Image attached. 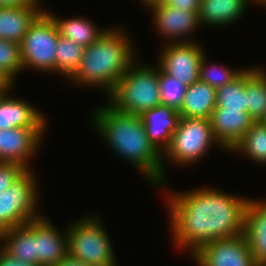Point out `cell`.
Returning <instances> with one entry per match:
<instances>
[{"label":"cell","instance_id":"obj_31","mask_svg":"<svg viewBox=\"0 0 266 266\" xmlns=\"http://www.w3.org/2000/svg\"><path fill=\"white\" fill-rule=\"evenodd\" d=\"M200 2L201 0H167L165 4L180 11L187 10L199 13Z\"/></svg>","mask_w":266,"mask_h":266},{"label":"cell","instance_id":"obj_30","mask_svg":"<svg viewBox=\"0 0 266 266\" xmlns=\"http://www.w3.org/2000/svg\"><path fill=\"white\" fill-rule=\"evenodd\" d=\"M26 171L20 164L0 162V192L9 189Z\"/></svg>","mask_w":266,"mask_h":266},{"label":"cell","instance_id":"obj_37","mask_svg":"<svg viewBox=\"0 0 266 266\" xmlns=\"http://www.w3.org/2000/svg\"><path fill=\"white\" fill-rule=\"evenodd\" d=\"M250 2L251 3H258V5L260 4L261 7H265L266 6V0H250Z\"/></svg>","mask_w":266,"mask_h":266},{"label":"cell","instance_id":"obj_10","mask_svg":"<svg viewBox=\"0 0 266 266\" xmlns=\"http://www.w3.org/2000/svg\"><path fill=\"white\" fill-rule=\"evenodd\" d=\"M193 41H167L157 64L166 74L177 78L187 87L199 80V66L205 54L201 43Z\"/></svg>","mask_w":266,"mask_h":266},{"label":"cell","instance_id":"obj_38","mask_svg":"<svg viewBox=\"0 0 266 266\" xmlns=\"http://www.w3.org/2000/svg\"><path fill=\"white\" fill-rule=\"evenodd\" d=\"M260 67H256V71L265 79L266 81V71L262 70Z\"/></svg>","mask_w":266,"mask_h":266},{"label":"cell","instance_id":"obj_17","mask_svg":"<svg viewBox=\"0 0 266 266\" xmlns=\"http://www.w3.org/2000/svg\"><path fill=\"white\" fill-rule=\"evenodd\" d=\"M245 235L258 266H266V199H248L245 212Z\"/></svg>","mask_w":266,"mask_h":266},{"label":"cell","instance_id":"obj_1","mask_svg":"<svg viewBox=\"0 0 266 266\" xmlns=\"http://www.w3.org/2000/svg\"><path fill=\"white\" fill-rule=\"evenodd\" d=\"M168 197L174 244L191 250V255L208 242L245 233L248 198L232 196L210 186L172 192Z\"/></svg>","mask_w":266,"mask_h":266},{"label":"cell","instance_id":"obj_29","mask_svg":"<svg viewBox=\"0 0 266 266\" xmlns=\"http://www.w3.org/2000/svg\"><path fill=\"white\" fill-rule=\"evenodd\" d=\"M0 69L15 82V77L23 71L20 44L0 39Z\"/></svg>","mask_w":266,"mask_h":266},{"label":"cell","instance_id":"obj_11","mask_svg":"<svg viewBox=\"0 0 266 266\" xmlns=\"http://www.w3.org/2000/svg\"><path fill=\"white\" fill-rule=\"evenodd\" d=\"M45 129L46 127L0 129V162L17 163L30 170L28 161L40 149Z\"/></svg>","mask_w":266,"mask_h":266},{"label":"cell","instance_id":"obj_39","mask_svg":"<svg viewBox=\"0 0 266 266\" xmlns=\"http://www.w3.org/2000/svg\"><path fill=\"white\" fill-rule=\"evenodd\" d=\"M5 230L0 226V236L3 234Z\"/></svg>","mask_w":266,"mask_h":266},{"label":"cell","instance_id":"obj_26","mask_svg":"<svg viewBox=\"0 0 266 266\" xmlns=\"http://www.w3.org/2000/svg\"><path fill=\"white\" fill-rule=\"evenodd\" d=\"M84 47L70 39L59 36L56 47L55 72L69 79L80 65Z\"/></svg>","mask_w":266,"mask_h":266},{"label":"cell","instance_id":"obj_21","mask_svg":"<svg viewBox=\"0 0 266 266\" xmlns=\"http://www.w3.org/2000/svg\"><path fill=\"white\" fill-rule=\"evenodd\" d=\"M216 107V89L200 79L186 88L180 117L209 119Z\"/></svg>","mask_w":266,"mask_h":266},{"label":"cell","instance_id":"obj_16","mask_svg":"<svg viewBox=\"0 0 266 266\" xmlns=\"http://www.w3.org/2000/svg\"><path fill=\"white\" fill-rule=\"evenodd\" d=\"M46 118L33 105L10 97L0 95V129L21 127H46Z\"/></svg>","mask_w":266,"mask_h":266},{"label":"cell","instance_id":"obj_3","mask_svg":"<svg viewBox=\"0 0 266 266\" xmlns=\"http://www.w3.org/2000/svg\"><path fill=\"white\" fill-rule=\"evenodd\" d=\"M132 43L122 28H107L84 49L80 65L69 79L81 86H98L109 96L122 75L137 61Z\"/></svg>","mask_w":266,"mask_h":266},{"label":"cell","instance_id":"obj_24","mask_svg":"<svg viewBox=\"0 0 266 266\" xmlns=\"http://www.w3.org/2000/svg\"><path fill=\"white\" fill-rule=\"evenodd\" d=\"M231 152H240L256 164H266V121L253 122Z\"/></svg>","mask_w":266,"mask_h":266},{"label":"cell","instance_id":"obj_13","mask_svg":"<svg viewBox=\"0 0 266 266\" xmlns=\"http://www.w3.org/2000/svg\"><path fill=\"white\" fill-rule=\"evenodd\" d=\"M219 145L229 152L241 141L254 122L248 112L215 107L209 118Z\"/></svg>","mask_w":266,"mask_h":266},{"label":"cell","instance_id":"obj_2","mask_svg":"<svg viewBox=\"0 0 266 266\" xmlns=\"http://www.w3.org/2000/svg\"><path fill=\"white\" fill-rule=\"evenodd\" d=\"M94 113L93 128L98 130L107 145L119 157L137 167L153 185L165 187V163L150 143L140 115L121 112L110 103L96 108Z\"/></svg>","mask_w":266,"mask_h":266},{"label":"cell","instance_id":"obj_15","mask_svg":"<svg viewBox=\"0 0 266 266\" xmlns=\"http://www.w3.org/2000/svg\"><path fill=\"white\" fill-rule=\"evenodd\" d=\"M140 117L150 143L161 155H164L170 146L172 135L177 129L180 119L179 112L171 106L160 104L144 111Z\"/></svg>","mask_w":266,"mask_h":266},{"label":"cell","instance_id":"obj_35","mask_svg":"<svg viewBox=\"0 0 266 266\" xmlns=\"http://www.w3.org/2000/svg\"><path fill=\"white\" fill-rule=\"evenodd\" d=\"M54 266H89L84 262L74 259L67 255L65 258H62L56 265Z\"/></svg>","mask_w":266,"mask_h":266},{"label":"cell","instance_id":"obj_18","mask_svg":"<svg viewBox=\"0 0 266 266\" xmlns=\"http://www.w3.org/2000/svg\"><path fill=\"white\" fill-rule=\"evenodd\" d=\"M43 11L37 6H0V39L21 44L31 24Z\"/></svg>","mask_w":266,"mask_h":266},{"label":"cell","instance_id":"obj_27","mask_svg":"<svg viewBox=\"0 0 266 266\" xmlns=\"http://www.w3.org/2000/svg\"><path fill=\"white\" fill-rule=\"evenodd\" d=\"M204 54L200 66H199V79L203 82H206L211 87L215 89L221 88L224 85L232 82L237 78L245 68L234 70L228 69L216 64L210 65L206 60L207 57ZM208 63V64H207Z\"/></svg>","mask_w":266,"mask_h":266},{"label":"cell","instance_id":"obj_8","mask_svg":"<svg viewBox=\"0 0 266 266\" xmlns=\"http://www.w3.org/2000/svg\"><path fill=\"white\" fill-rule=\"evenodd\" d=\"M35 177L32 170H27L9 189L0 192V226L4 230L41 216L37 211L40 197Z\"/></svg>","mask_w":266,"mask_h":266},{"label":"cell","instance_id":"obj_28","mask_svg":"<svg viewBox=\"0 0 266 266\" xmlns=\"http://www.w3.org/2000/svg\"><path fill=\"white\" fill-rule=\"evenodd\" d=\"M159 85L161 104L171 106L178 111L183 103L187 86L177 78L166 74L160 67Z\"/></svg>","mask_w":266,"mask_h":266},{"label":"cell","instance_id":"obj_5","mask_svg":"<svg viewBox=\"0 0 266 266\" xmlns=\"http://www.w3.org/2000/svg\"><path fill=\"white\" fill-rule=\"evenodd\" d=\"M94 215L67 226L68 255L89 266H117L109 234Z\"/></svg>","mask_w":266,"mask_h":266},{"label":"cell","instance_id":"obj_36","mask_svg":"<svg viewBox=\"0 0 266 266\" xmlns=\"http://www.w3.org/2000/svg\"><path fill=\"white\" fill-rule=\"evenodd\" d=\"M140 1H141V4H142V2L144 3L142 5H146L145 7L151 8L152 6H156L158 4H163L167 0H140Z\"/></svg>","mask_w":266,"mask_h":266},{"label":"cell","instance_id":"obj_33","mask_svg":"<svg viewBox=\"0 0 266 266\" xmlns=\"http://www.w3.org/2000/svg\"><path fill=\"white\" fill-rule=\"evenodd\" d=\"M14 84V81L0 69V95L7 94L11 91Z\"/></svg>","mask_w":266,"mask_h":266},{"label":"cell","instance_id":"obj_9","mask_svg":"<svg viewBox=\"0 0 266 266\" xmlns=\"http://www.w3.org/2000/svg\"><path fill=\"white\" fill-rule=\"evenodd\" d=\"M191 256L197 266H258L245 233L208 242Z\"/></svg>","mask_w":266,"mask_h":266},{"label":"cell","instance_id":"obj_20","mask_svg":"<svg viewBox=\"0 0 266 266\" xmlns=\"http://www.w3.org/2000/svg\"><path fill=\"white\" fill-rule=\"evenodd\" d=\"M1 242L3 243L2 248L11 256L36 264L35 219L26 224L6 229L0 236V244Z\"/></svg>","mask_w":266,"mask_h":266},{"label":"cell","instance_id":"obj_22","mask_svg":"<svg viewBox=\"0 0 266 266\" xmlns=\"http://www.w3.org/2000/svg\"><path fill=\"white\" fill-rule=\"evenodd\" d=\"M49 14L55 20L60 36L70 39L84 48L94 43L106 31L104 28L99 29L93 24V21L81 16L62 19L53 13Z\"/></svg>","mask_w":266,"mask_h":266},{"label":"cell","instance_id":"obj_19","mask_svg":"<svg viewBox=\"0 0 266 266\" xmlns=\"http://www.w3.org/2000/svg\"><path fill=\"white\" fill-rule=\"evenodd\" d=\"M250 0H201L199 7L200 26L217 28L238 21Z\"/></svg>","mask_w":266,"mask_h":266},{"label":"cell","instance_id":"obj_25","mask_svg":"<svg viewBox=\"0 0 266 266\" xmlns=\"http://www.w3.org/2000/svg\"><path fill=\"white\" fill-rule=\"evenodd\" d=\"M216 107L247 112L246 68L232 82L216 89Z\"/></svg>","mask_w":266,"mask_h":266},{"label":"cell","instance_id":"obj_23","mask_svg":"<svg viewBox=\"0 0 266 266\" xmlns=\"http://www.w3.org/2000/svg\"><path fill=\"white\" fill-rule=\"evenodd\" d=\"M247 112L254 122L266 121V81L254 68H246Z\"/></svg>","mask_w":266,"mask_h":266},{"label":"cell","instance_id":"obj_32","mask_svg":"<svg viewBox=\"0 0 266 266\" xmlns=\"http://www.w3.org/2000/svg\"><path fill=\"white\" fill-rule=\"evenodd\" d=\"M0 266H37V265L25 262L17 257H13L1 247Z\"/></svg>","mask_w":266,"mask_h":266},{"label":"cell","instance_id":"obj_14","mask_svg":"<svg viewBox=\"0 0 266 266\" xmlns=\"http://www.w3.org/2000/svg\"><path fill=\"white\" fill-rule=\"evenodd\" d=\"M64 233L43 215L35 219L37 266H54L68 255L67 231Z\"/></svg>","mask_w":266,"mask_h":266},{"label":"cell","instance_id":"obj_7","mask_svg":"<svg viewBox=\"0 0 266 266\" xmlns=\"http://www.w3.org/2000/svg\"><path fill=\"white\" fill-rule=\"evenodd\" d=\"M59 30L48 11H43L31 24L20 44L23 70L33 68L55 73Z\"/></svg>","mask_w":266,"mask_h":266},{"label":"cell","instance_id":"obj_4","mask_svg":"<svg viewBox=\"0 0 266 266\" xmlns=\"http://www.w3.org/2000/svg\"><path fill=\"white\" fill-rule=\"evenodd\" d=\"M139 64L129 67L107 100L121 112L141 115L161 104L159 66Z\"/></svg>","mask_w":266,"mask_h":266},{"label":"cell","instance_id":"obj_12","mask_svg":"<svg viewBox=\"0 0 266 266\" xmlns=\"http://www.w3.org/2000/svg\"><path fill=\"white\" fill-rule=\"evenodd\" d=\"M153 24L157 32L169 43L189 42L187 36L200 27L198 13L187 10L180 11L165 3L152 6ZM180 38V39H179ZM184 38V39H183ZM187 38V39H185ZM171 39V40H170Z\"/></svg>","mask_w":266,"mask_h":266},{"label":"cell","instance_id":"obj_34","mask_svg":"<svg viewBox=\"0 0 266 266\" xmlns=\"http://www.w3.org/2000/svg\"><path fill=\"white\" fill-rule=\"evenodd\" d=\"M41 0H0V6H41ZM39 5V6H38Z\"/></svg>","mask_w":266,"mask_h":266},{"label":"cell","instance_id":"obj_6","mask_svg":"<svg viewBox=\"0 0 266 266\" xmlns=\"http://www.w3.org/2000/svg\"><path fill=\"white\" fill-rule=\"evenodd\" d=\"M214 144L223 149L213 134L209 119L180 117L170 146L162 158L167 157L172 164L180 166L193 165L207 155Z\"/></svg>","mask_w":266,"mask_h":266}]
</instances>
